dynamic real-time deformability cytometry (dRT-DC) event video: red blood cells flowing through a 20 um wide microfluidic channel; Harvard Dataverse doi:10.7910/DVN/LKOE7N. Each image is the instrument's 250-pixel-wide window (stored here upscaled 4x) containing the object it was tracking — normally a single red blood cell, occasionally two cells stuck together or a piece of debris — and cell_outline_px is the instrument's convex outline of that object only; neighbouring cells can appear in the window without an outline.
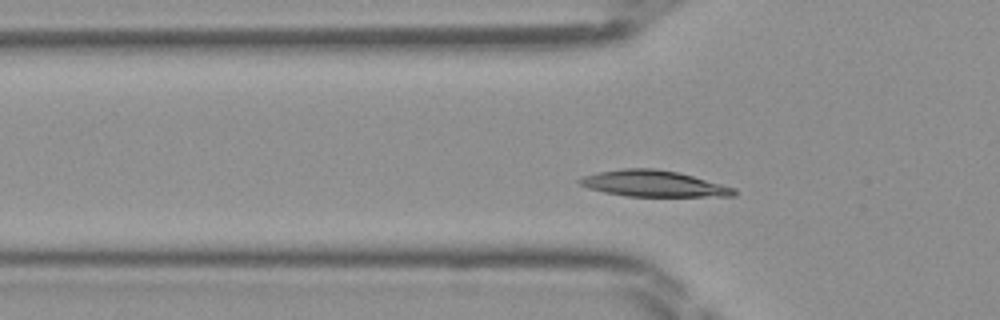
{"species": "Egyptian fruit bat (a non-hibernating species)", "species_latin": "Rousettus aegyptiacus", "temperature_condition": "room temperature", "stored_images_in_passage": 41, "segment_of_instrument_passage": [1, 2], "camera_frame_rate_fps": 3000, "um_per_image_px": 0.085, "frame": {"image": 1, "passage_image": 8, "time_ms": 2.333, "image_size_px": [1000, 320], "cell_outline_px": [[736, 196], [624, 196], [604, 192], [588, 188], [580, 184], [576, 180], [584, 176], [596, 172], [620, 168], [656, 168], [680, 172], [736, 188]], "centroid_in_image_um": [55.54, 15.6], "position_along_channel_um": 70.3, "area_um2": 23.76}}
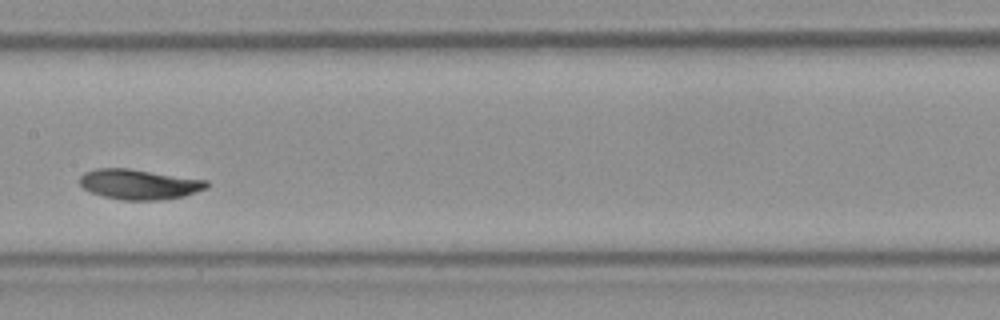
{"frame": {"image": 2, "passage_image": 17, "time_ms": 5.333, "image_size_px": [1000, 320], "cell_outline_px": [[208, 188], [184, 196], [160, 200], [120, 200], [104, 196], [92, 192], [84, 188], [80, 184], [80, 176], [84, 172], [96, 168], [128, 168], [208, 180]], "centroid_in_image_um": [11.84, 15.66], "position_along_channel_um": 195.6, "area_um2": 22.31}}
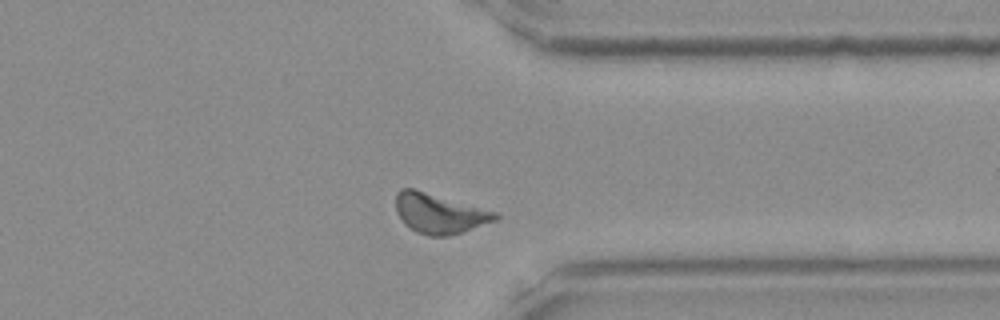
{"frame": {"image": 3, "passage_image": 30, "time_ms": 9.667, "image_size_px": [1000, 320], "cell_outline_px": [[500, 216], [496, 220], [448, 236], [428, 236], [416, 232], [404, 224], [396, 212], [396, 192], [400, 188], [412, 188], [496, 212]], "centroid_in_image_um": [37.29, 18.15], "position_along_channel_um": 374.1, "area_um2": 22.77}}